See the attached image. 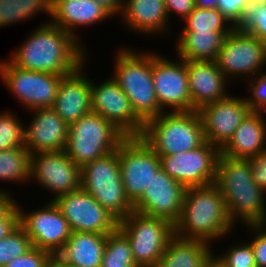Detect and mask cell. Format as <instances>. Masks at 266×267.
<instances>
[{
  "instance_id": "cell-5",
  "label": "cell",
  "mask_w": 266,
  "mask_h": 267,
  "mask_svg": "<svg viewBox=\"0 0 266 267\" xmlns=\"http://www.w3.org/2000/svg\"><path fill=\"white\" fill-rule=\"evenodd\" d=\"M140 137L159 157L192 151L206 142L197 110L163 112L144 124Z\"/></svg>"
},
{
  "instance_id": "cell-15",
  "label": "cell",
  "mask_w": 266,
  "mask_h": 267,
  "mask_svg": "<svg viewBox=\"0 0 266 267\" xmlns=\"http://www.w3.org/2000/svg\"><path fill=\"white\" fill-rule=\"evenodd\" d=\"M176 63L152 54V76L160 108L170 107L171 112L192 111L186 60ZM172 107V108H171Z\"/></svg>"
},
{
  "instance_id": "cell-35",
  "label": "cell",
  "mask_w": 266,
  "mask_h": 267,
  "mask_svg": "<svg viewBox=\"0 0 266 267\" xmlns=\"http://www.w3.org/2000/svg\"><path fill=\"white\" fill-rule=\"evenodd\" d=\"M12 113L0 114V151L24 147L25 127Z\"/></svg>"
},
{
  "instance_id": "cell-14",
  "label": "cell",
  "mask_w": 266,
  "mask_h": 267,
  "mask_svg": "<svg viewBox=\"0 0 266 267\" xmlns=\"http://www.w3.org/2000/svg\"><path fill=\"white\" fill-rule=\"evenodd\" d=\"M19 225L30 238L32 247L50 252L55 256L72 234L69 223L53 201L46 207L24 213L17 205Z\"/></svg>"
},
{
  "instance_id": "cell-3",
  "label": "cell",
  "mask_w": 266,
  "mask_h": 267,
  "mask_svg": "<svg viewBox=\"0 0 266 267\" xmlns=\"http://www.w3.org/2000/svg\"><path fill=\"white\" fill-rule=\"evenodd\" d=\"M214 184L233 223L238 218L246 225H266L265 191L254 181L249 160L220 155Z\"/></svg>"
},
{
  "instance_id": "cell-32",
  "label": "cell",
  "mask_w": 266,
  "mask_h": 267,
  "mask_svg": "<svg viewBox=\"0 0 266 267\" xmlns=\"http://www.w3.org/2000/svg\"><path fill=\"white\" fill-rule=\"evenodd\" d=\"M186 25L182 31H232L234 27L218 9L195 7L185 18ZM225 23H229L228 27Z\"/></svg>"
},
{
  "instance_id": "cell-23",
  "label": "cell",
  "mask_w": 266,
  "mask_h": 267,
  "mask_svg": "<svg viewBox=\"0 0 266 267\" xmlns=\"http://www.w3.org/2000/svg\"><path fill=\"white\" fill-rule=\"evenodd\" d=\"M263 114L251 111L220 149L221 155L232 159L248 160L266 148V124Z\"/></svg>"
},
{
  "instance_id": "cell-42",
  "label": "cell",
  "mask_w": 266,
  "mask_h": 267,
  "mask_svg": "<svg viewBox=\"0 0 266 267\" xmlns=\"http://www.w3.org/2000/svg\"><path fill=\"white\" fill-rule=\"evenodd\" d=\"M166 12L168 15L172 11L185 19L195 8L194 0H164Z\"/></svg>"
},
{
  "instance_id": "cell-43",
  "label": "cell",
  "mask_w": 266,
  "mask_h": 267,
  "mask_svg": "<svg viewBox=\"0 0 266 267\" xmlns=\"http://www.w3.org/2000/svg\"><path fill=\"white\" fill-rule=\"evenodd\" d=\"M19 225L17 205L0 221V240L8 236Z\"/></svg>"
},
{
  "instance_id": "cell-17",
  "label": "cell",
  "mask_w": 266,
  "mask_h": 267,
  "mask_svg": "<svg viewBox=\"0 0 266 267\" xmlns=\"http://www.w3.org/2000/svg\"><path fill=\"white\" fill-rule=\"evenodd\" d=\"M186 189L160 168L134 203V211L166 219L174 225L180 217Z\"/></svg>"
},
{
  "instance_id": "cell-34",
  "label": "cell",
  "mask_w": 266,
  "mask_h": 267,
  "mask_svg": "<svg viewBox=\"0 0 266 267\" xmlns=\"http://www.w3.org/2000/svg\"><path fill=\"white\" fill-rule=\"evenodd\" d=\"M31 248L30 238L18 225L8 236L0 240V267H4L14 258L24 255Z\"/></svg>"
},
{
  "instance_id": "cell-25",
  "label": "cell",
  "mask_w": 266,
  "mask_h": 267,
  "mask_svg": "<svg viewBox=\"0 0 266 267\" xmlns=\"http://www.w3.org/2000/svg\"><path fill=\"white\" fill-rule=\"evenodd\" d=\"M50 1L51 17L53 19L50 22L74 37L76 36L74 30L77 26L92 25L110 17L94 0Z\"/></svg>"
},
{
  "instance_id": "cell-27",
  "label": "cell",
  "mask_w": 266,
  "mask_h": 267,
  "mask_svg": "<svg viewBox=\"0 0 266 267\" xmlns=\"http://www.w3.org/2000/svg\"><path fill=\"white\" fill-rule=\"evenodd\" d=\"M231 31H182L177 51L186 61H215L225 37Z\"/></svg>"
},
{
  "instance_id": "cell-12",
  "label": "cell",
  "mask_w": 266,
  "mask_h": 267,
  "mask_svg": "<svg viewBox=\"0 0 266 267\" xmlns=\"http://www.w3.org/2000/svg\"><path fill=\"white\" fill-rule=\"evenodd\" d=\"M220 155V148L206 141L195 150L159 158L161 169L188 188L215 182Z\"/></svg>"
},
{
  "instance_id": "cell-20",
  "label": "cell",
  "mask_w": 266,
  "mask_h": 267,
  "mask_svg": "<svg viewBox=\"0 0 266 267\" xmlns=\"http://www.w3.org/2000/svg\"><path fill=\"white\" fill-rule=\"evenodd\" d=\"M29 127L25 126L24 147L31 155L63 151L68 138V125L52 108H38Z\"/></svg>"
},
{
  "instance_id": "cell-8",
  "label": "cell",
  "mask_w": 266,
  "mask_h": 267,
  "mask_svg": "<svg viewBox=\"0 0 266 267\" xmlns=\"http://www.w3.org/2000/svg\"><path fill=\"white\" fill-rule=\"evenodd\" d=\"M118 229L129 240L138 267H156L175 236L174 225L168 220L136 211L121 219Z\"/></svg>"
},
{
  "instance_id": "cell-22",
  "label": "cell",
  "mask_w": 266,
  "mask_h": 267,
  "mask_svg": "<svg viewBox=\"0 0 266 267\" xmlns=\"http://www.w3.org/2000/svg\"><path fill=\"white\" fill-rule=\"evenodd\" d=\"M192 111L205 104L223 100L228 80L215 61H186Z\"/></svg>"
},
{
  "instance_id": "cell-30",
  "label": "cell",
  "mask_w": 266,
  "mask_h": 267,
  "mask_svg": "<svg viewBox=\"0 0 266 267\" xmlns=\"http://www.w3.org/2000/svg\"><path fill=\"white\" fill-rule=\"evenodd\" d=\"M31 178V154L25 147L0 151V180L23 181Z\"/></svg>"
},
{
  "instance_id": "cell-40",
  "label": "cell",
  "mask_w": 266,
  "mask_h": 267,
  "mask_svg": "<svg viewBox=\"0 0 266 267\" xmlns=\"http://www.w3.org/2000/svg\"><path fill=\"white\" fill-rule=\"evenodd\" d=\"M250 229L257 231L252 240L250 242L255 256V261L257 267H266V225L265 224H258V225H247Z\"/></svg>"
},
{
  "instance_id": "cell-24",
  "label": "cell",
  "mask_w": 266,
  "mask_h": 267,
  "mask_svg": "<svg viewBox=\"0 0 266 267\" xmlns=\"http://www.w3.org/2000/svg\"><path fill=\"white\" fill-rule=\"evenodd\" d=\"M106 239L105 234L72 232L55 257L70 267H101Z\"/></svg>"
},
{
  "instance_id": "cell-36",
  "label": "cell",
  "mask_w": 266,
  "mask_h": 267,
  "mask_svg": "<svg viewBox=\"0 0 266 267\" xmlns=\"http://www.w3.org/2000/svg\"><path fill=\"white\" fill-rule=\"evenodd\" d=\"M219 258L227 267H257L254 251L250 243L231 247Z\"/></svg>"
},
{
  "instance_id": "cell-28",
  "label": "cell",
  "mask_w": 266,
  "mask_h": 267,
  "mask_svg": "<svg viewBox=\"0 0 266 267\" xmlns=\"http://www.w3.org/2000/svg\"><path fill=\"white\" fill-rule=\"evenodd\" d=\"M206 241L174 236L168 243L156 267H205L212 256Z\"/></svg>"
},
{
  "instance_id": "cell-18",
  "label": "cell",
  "mask_w": 266,
  "mask_h": 267,
  "mask_svg": "<svg viewBox=\"0 0 266 267\" xmlns=\"http://www.w3.org/2000/svg\"><path fill=\"white\" fill-rule=\"evenodd\" d=\"M32 177L39 185L54 192V199L81 188V167L64 150L31 155Z\"/></svg>"
},
{
  "instance_id": "cell-44",
  "label": "cell",
  "mask_w": 266,
  "mask_h": 267,
  "mask_svg": "<svg viewBox=\"0 0 266 267\" xmlns=\"http://www.w3.org/2000/svg\"><path fill=\"white\" fill-rule=\"evenodd\" d=\"M10 194L0 190V221L16 206Z\"/></svg>"
},
{
  "instance_id": "cell-26",
  "label": "cell",
  "mask_w": 266,
  "mask_h": 267,
  "mask_svg": "<svg viewBox=\"0 0 266 267\" xmlns=\"http://www.w3.org/2000/svg\"><path fill=\"white\" fill-rule=\"evenodd\" d=\"M120 14L132 30L144 34L166 31L170 17L166 12L164 0H127L122 4Z\"/></svg>"
},
{
  "instance_id": "cell-2",
  "label": "cell",
  "mask_w": 266,
  "mask_h": 267,
  "mask_svg": "<svg viewBox=\"0 0 266 267\" xmlns=\"http://www.w3.org/2000/svg\"><path fill=\"white\" fill-rule=\"evenodd\" d=\"M233 225L225 200L213 183L186 189L180 217L174 224V233L182 239L211 243L227 235Z\"/></svg>"
},
{
  "instance_id": "cell-39",
  "label": "cell",
  "mask_w": 266,
  "mask_h": 267,
  "mask_svg": "<svg viewBox=\"0 0 266 267\" xmlns=\"http://www.w3.org/2000/svg\"><path fill=\"white\" fill-rule=\"evenodd\" d=\"M251 0H218L217 9L235 28Z\"/></svg>"
},
{
  "instance_id": "cell-4",
  "label": "cell",
  "mask_w": 266,
  "mask_h": 267,
  "mask_svg": "<svg viewBox=\"0 0 266 267\" xmlns=\"http://www.w3.org/2000/svg\"><path fill=\"white\" fill-rule=\"evenodd\" d=\"M122 49L115 58L113 80L130 100L132 110L145 124L163 111L156 98L152 76V53L139 54Z\"/></svg>"
},
{
  "instance_id": "cell-10",
  "label": "cell",
  "mask_w": 266,
  "mask_h": 267,
  "mask_svg": "<svg viewBox=\"0 0 266 267\" xmlns=\"http://www.w3.org/2000/svg\"><path fill=\"white\" fill-rule=\"evenodd\" d=\"M117 152L123 185L129 200L134 204L161 168L160 158L140 136L126 137Z\"/></svg>"
},
{
  "instance_id": "cell-7",
  "label": "cell",
  "mask_w": 266,
  "mask_h": 267,
  "mask_svg": "<svg viewBox=\"0 0 266 267\" xmlns=\"http://www.w3.org/2000/svg\"><path fill=\"white\" fill-rule=\"evenodd\" d=\"M81 188L119 221L134 211L123 185L117 150L81 167Z\"/></svg>"
},
{
  "instance_id": "cell-31",
  "label": "cell",
  "mask_w": 266,
  "mask_h": 267,
  "mask_svg": "<svg viewBox=\"0 0 266 267\" xmlns=\"http://www.w3.org/2000/svg\"><path fill=\"white\" fill-rule=\"evenodd\" d=\"M101 267H138L130 242L119 229L107 235Z\"/></svg>"
},
{
  "instance_id": "cell-47",
  "label": "cell",
  "mask_w": 266,
  "mask_h": 267,
  "mask_svg": "<svg viewBox=\"0 0 266 267\" xmlns=\"http://www.w3.org/2000/svg\"><path fill=\"white\" fill-rule=\"evenodd\" d=\"M205 267H227L217 256L212 255Z\"/></svg>"
},
{
  "instance_id": "cell-16",
  "label": "cell",
  "mask_w": 266,
  "mask_h": 267,
  "mask_svg": "<svg viewBox=\"0 0 266 267\" xmlns=\"http://www.w3.org/2000/svg\"><path fill=\"white\" fill-rule=\"evenodd\" d=\"M90 89L91 112L113 123L127 137L142 135L144 123L136 116L129 98L113 78L99 86L91 80Z\"/></svg>"
},
{
  "instance_id": "cell-19",
  "label": "cell",
  "mask_w": 266,
  "mask_h": 267,
  "mask_svg": "<svg viewBox=\"0 0 266 267\" xmlns=\"http://www.w3.org/2000/svg\"><path fill=\"white\" fill-rule=\"evenodd\" d=\"M197 112L202 122L205 140L221 149L251 109L245 98L229 95L223 100L203 105Z\"/></svg>"
},
{
  "instance_id": "cell-13",
  "label": "cell",
  "mask_w": 266,
  "mask_h": 267,
  "mask_svg": "<svg viewBox=\"0 0 266 267\" xmlns=\"http://www.w3.org/2000/svg\"><path fill=\"white\" fill-rule=\"evenodd\" d=\"M69 223L72 232L111 234L119 220L82 188L52 200Z\"/></svg>"
},
{
  "instance_id": "cell-37",
  "label": "cell",
  "mask_w": 266,
  "mask_h": 267,
  "mask_svg": "<svg viewBox=\"0 0 266 267\" xmlns=\"http://www.w3.org/2000/svg\"><path fill=\"white\" fill-rule=\"evenodd\" d=\"M53 257L48 251L32 247L24 255L14 258L4 267H47Z\"/></svg>"
},
{
  "instance_id": "cell-6",
  "label": "cell",
  "mask_w": 266,
  "mask_h": 267,
  "mask_svg": "<svg viewBox=\"0 0 266 267\" xmlns=\"http://www.w3.org/2000/svg\"><path fill=\"white\" fill-rule=\"evenodd\" d=\"M127 136L102 116L89 112L68 125L65 153L82 167L118 149Z\"/></svg>"
},
{
  "instance_id": "cell-9",
  "label": "cell",
  "mask_w": 266,
  "mask_h": 267,
  "mask_svg": "<svg viewBox=\"0 0 266 267\" xmlns=\"http://www.w3.org/2000/svg\"><path fill=\"white\" fill-rule=\"evenodd\" d=\"M0 76L6 88L30 110L52 108L64 77L54 73L24 70L9 60L0 62Z\"/></svg>"
},
{
  "instance_id": "cell-38",
  "label": "cell",
  "mask_w": 266,
  "mask_h": 267,
  "mask_svg": "<svg viewBox=\"0 0 266 267\" xmlns=\"http://www.w3.org/2000/svg\"><path fill=\"white\" fill-rule=\"evenodd\" d=\"M258 75L255 80L251 78L250 81L252 97L245 99L251 111L262 114L266 112V72L261 74L259 72Z\"/></svg>"
},
{
  "instance_id": "cell-21",
  "label": "cell",
  "mask_w": 266,
  "mask_h": 267,
  "mask_svg": "<svg viewBox=\"0 0 266 267\" xmlns=\"http://www.w3.org/2000/svg\"><path fill=\"white\" fill-rule=\"evenodd\" d=\"M81 68L82 65L62 78L52 106L67 125L91 112V80L84 76Z\"/></svg>"
},
{
  "instance_id": "cell-11",
  "label": "cell",
  "mask_w": 266,
  "mask_h": 267,
  "mask_svg": "<svg viewBox=\"0 0 266 267\" xmlns=\"http://www.w3.org/2000/svg\"><path fill=\"white\" fill-rule=\"evenodd\" d=\"M215 62L227 79L245 75L255 79L253 75L266 64V42L234 28L225 37Z\"/></svg>"
},
{
  "instance_id": "cell-48",
  "label": "cell",
  "mask_w": 266,
  "mask_h": 267,
  "mask_svg": "<svg viewBox=\"0 0 266 267\" xmlns=\"http://www.w3.org/2000/svg\"><path fill=\"white\" fill-rule=\"evenodd\" d=\"M47 267H70L64 263H62L59 259L55 256L51 259Z\"/></svg>"
},
{
  "instance_id": "cell-29",
  "label": "cell",
  "mask_w": 266,
  "mask_h": 267,
  "mask_svg": "<svg viewBox=\"0 0 266 267\" xmlns=\"http://www.w3.org/2000/svg\"><path fill=\"white\" fill-rule=\"evenodd\" d=\"M42 10L51 16L50 0H0V27L25 21Z\"/></svg>"
},
{
  "instance_id": "cell-46",
  "label": "cell",
  "mask_w": 266,
  "mask_h": 267,
  "mask_svg": "<svg viewBox=\"0 0 266 267\" xmlns=\"http://www.w3.org/2000/svg\"><path fill=\"white\" fill-rule=\"evenodd\" d=\"M195 7L204 9H217L218 0H194Z\"/></svg>"
},
{
  "instance_id": "cell-1",
  "label": "cell",
  "mask_w": 266,
  "mask_h": 267,
  "mask_svg": "<svg viewBox=\"0 0 266 267\" xmlns=\"http://www.w3.org/2000/svg\"><path fill=\"white\" fill-rule=\"evenodd\" d=\"M77 37L48 22L31 33L9 61L24 70L66 76L84 65Z\"/></svg>"
},
{
  "instance_id": "cell-49",
  "label": "cell",
  "mask_w": 266,
  "mask_h": 267,
  "mask_svg": "<svg viewBox=\"0 0 266 267\" xmlns=\"http://www.w3.org/2000/svg\"><path fill=\"white\" fill-rule=\"evenodd\" d=\"M251 1H253V2H262V3L266 2V0H251Z\"/></svg>"
},
{
  "instance_id": "cell-33",
  "label": "cell",
  "mask_w": 266,
  "mask_h": 267,
  "mask_svg": "<svg viewBox=\"0 0 266 267\" xmlns=\"http://www.w3.org/2000/svg\"><path fill=\"white\" fill-rule=\"evenodd\" d=\"M235 29L266 42V2L250 1Z\"/></svg>"
},
{
  "instance_id": "cell-41",
  "label": "cell",
  "mask_w": 266,
  "mask_h": 267,
  "mask_svg": "<svg viewBox=\"0 0 266 267\" xmlns=\"http://www.w3.org/2000/svg\"><path fill=\"white\" fill-rule=\"evenodd\" d=\"M248 160L254 181L266 192V148L254 158Z\"/></svg>"
},
{
  "instance_id": "cell-45",
  "label": "cell",
  "mask_w": 266,
  "mask_h": 267,
  "mask_svg": "<svg viewBox=\"0 0 266 267\" xmlns=\"http://www.w3.org/2000/svg\"><path fill=\"white\" fill-rule=\"evenodd\" d=\"M110 16L118 13L120 15L123 1L122 0H94Z\"/></svg>"
}]
</instances>
